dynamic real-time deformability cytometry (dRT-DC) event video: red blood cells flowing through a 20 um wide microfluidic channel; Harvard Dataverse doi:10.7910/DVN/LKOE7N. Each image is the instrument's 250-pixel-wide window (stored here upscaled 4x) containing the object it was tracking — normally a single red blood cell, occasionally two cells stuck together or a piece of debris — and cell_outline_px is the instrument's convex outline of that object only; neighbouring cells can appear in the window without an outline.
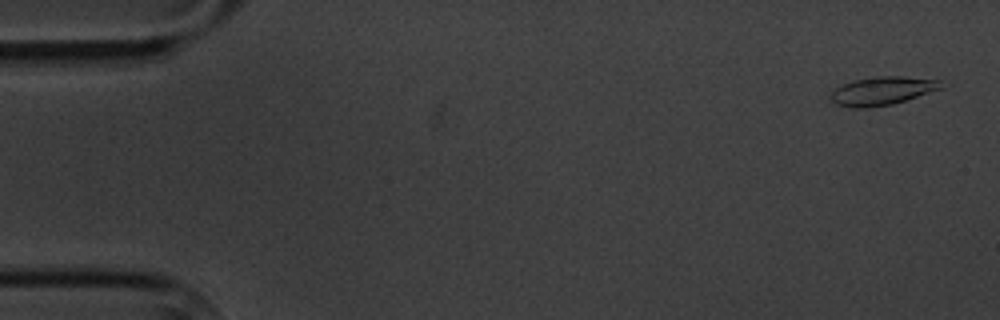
{"species": "common noctule bat (a hibernating species)", "species_latin": "Nyctalus noctula", "temperature_condition": "cold", "stored_images_in_passage": 5, "camera_frame_rate_fps": 3000, "um_per_image_px": 0.085, "animal": {"sex": "male", "body_mass_g": 20.1, "forearm_length_mm": 53.5}, "frame": {"image": 1, "passage_image": 1, "time_ms": 0.0, "image_size_px": [1000, 320], "cell_outline_px": [[944, 88], [892, 104], [868, 108], [852, 108], [836, 104], [832, 100], [832, 92], [836, 88], [844, 84], [856, 80], [876, 76], [904, 76], [940, 80]], "centroid_in_image_um": [75.03, 7.72], "position_along_channel_um": 10.0, "area_um2": 18.09}}